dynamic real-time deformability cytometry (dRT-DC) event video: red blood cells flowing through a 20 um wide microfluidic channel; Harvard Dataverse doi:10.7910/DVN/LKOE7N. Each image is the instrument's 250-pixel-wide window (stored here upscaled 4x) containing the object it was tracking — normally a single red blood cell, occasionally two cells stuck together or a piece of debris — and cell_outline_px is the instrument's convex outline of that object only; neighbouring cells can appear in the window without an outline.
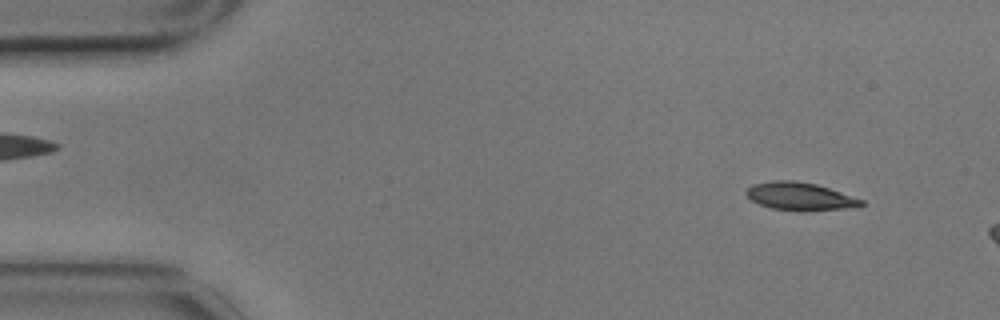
{"species": "common noctule bat (a hibernating species)", "species_latin": "Nyctalus noctula", "temperature_condition": "cold", "stored_images_in_passage": 3, "camera_frame_rate_fps": 3000, "um_per_image_px": 0.085, "animal": {"sex": "male", "body_mass_g": 17.9}, "frame": {"image": 1, "passage_image": 1, "time_ms": 0.0, "image_size_px": [1000, 320], "cell_outline_px": [[864, 204], [860, 208], [772, 208], [760, 204], [752, 200], [744, 192], [752, 184], [772, 180], [792, 180], [816, 184], [864, 200]], "centroid_in_image_um": [67.98, 16.63], "position_along_channel_um": 17.0, "area_um2": 17.74}}